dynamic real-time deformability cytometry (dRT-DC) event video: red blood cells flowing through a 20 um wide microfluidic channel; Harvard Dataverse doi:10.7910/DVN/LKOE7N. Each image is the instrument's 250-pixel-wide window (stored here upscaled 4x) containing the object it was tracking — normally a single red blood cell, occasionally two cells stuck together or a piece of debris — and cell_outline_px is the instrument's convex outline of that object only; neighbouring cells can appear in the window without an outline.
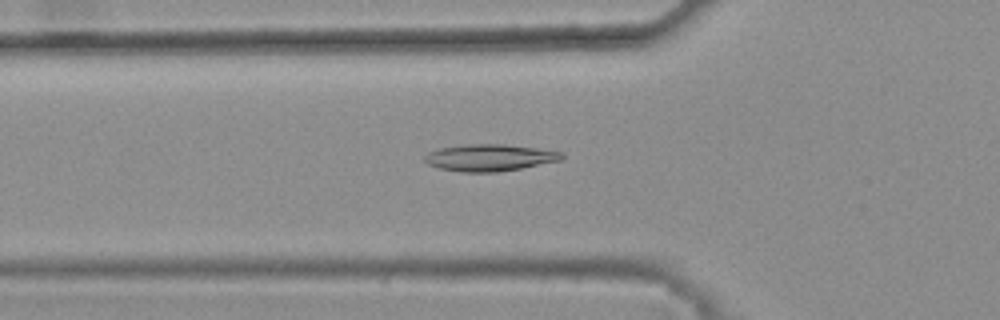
{"species": "common noctule bat (a hibernating species)", "species_latin": "Nyctalus noctula", "temperature_condition": "warm", "stored_images_in_passage": 46, "camera_frame_rate_fps": 3000, "um_per_image_px": 0.085, "animal": {"sex": "female", "body_mass_g": 25.1}, "frame": {"image": 1, "passage_image": 18, "time_ms": 5.667, "image_size_px": [1000, 320], "cell_outline_px": [[564, 156], [560, 160], [500, 172], [460, 172], [440, 168], [428, 164], [424, 160], [424, 156], [428, 152], [440, 148], [464, 144], [504, 144], [536, 148], [564, 152]], "centroid_in_image_um": [41.59, 13.39], "position_along_channel_um": 84.2, "area_um2": 21.39}}
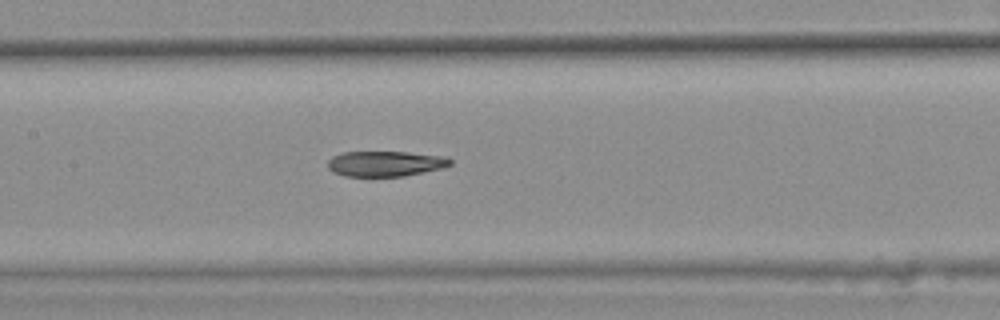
{"frame": {"image": 2, "passage_image": 25, "time_ms": 8.0, "image_size_px": [1000, 320], "cell_outline_px": [[452, 164], [444, 168], [404, 176], [344, 176], [332, 172], [328, 168], [328, 160], [332, 156], [340, 152], [408, 152], [440, 156], [452, 160]], "centroid_in_image_um": [32.72, 13.91], "position_along_channel_um": 174.7, "area_um2": 18.15}}
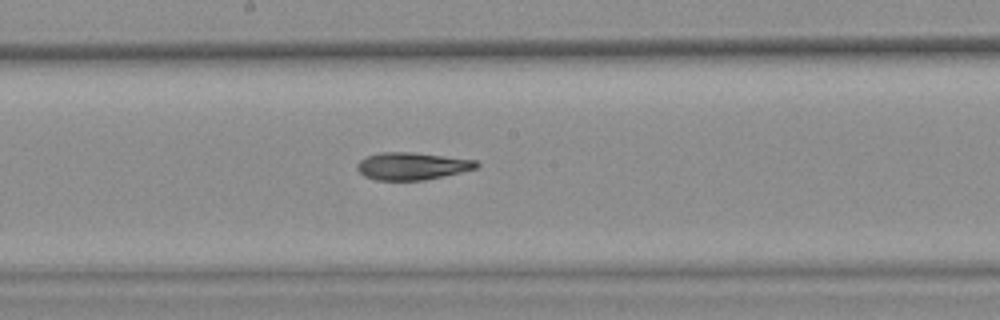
{"frame": {"image": 3, "passage_image": 28, "time_ms": 9.0, "image_size_px": [1000, 320], "cell_outline_px": [[480, 164], [476, 168], [444, 176], [424, 180], [376, 180], [364, 176], [356, 168], [356, 164], [364, 156], [380, 152], [412, 152], [476, 160]], "centroid_in_image_um": [34.98, 14.11], "position_along_channel_um": 213.2, "area_um2": 19.07}, "authors_computed_cell_mechanics": {"area_um2": 19.5075, "velocity_mm_per_s": 3.8601, "shape_relaxation_time_tau1_ms": null, "shape_relaxation_time_tau2_ms": 5.4379, "deformation_change_tau1": null, "deformation_change_tau2": 0.147}}